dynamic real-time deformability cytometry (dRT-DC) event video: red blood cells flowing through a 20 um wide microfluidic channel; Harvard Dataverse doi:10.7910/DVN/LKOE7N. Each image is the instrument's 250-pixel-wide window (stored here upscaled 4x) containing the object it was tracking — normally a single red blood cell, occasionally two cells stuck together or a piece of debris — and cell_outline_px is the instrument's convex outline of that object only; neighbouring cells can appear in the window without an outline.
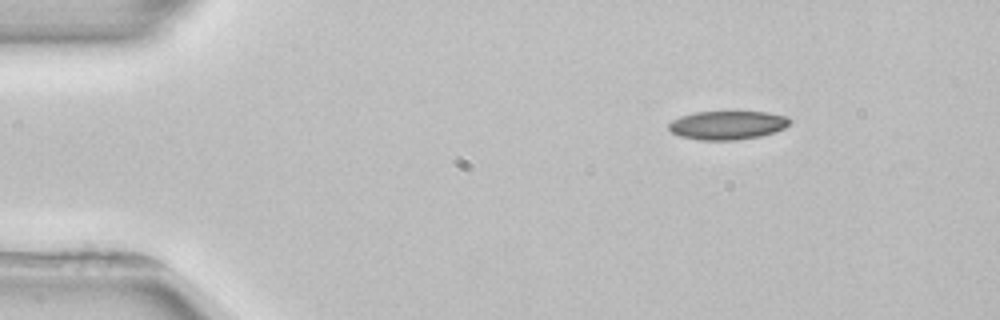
{"species": "common noctule bat (a hibernating species)", "species_latin": "Nyctalus noctula", "temperature_condition": "room temperature", "stored_images_in_passage": 4, "camera_frame_rate_fps": 3000, "um_per_image_px": 0.085, "animal": {"sex": "female", "body_mass_g": 22.7, "forearm_length_mm": 54.2}, "frame": {"image": 1, "passage_image": 4, "time_ms": 5.333, "image_size_px": [1000, 320], "cell_outline_px": [[792, 120], [784, 128], [760, 136], [736, 140], [700, 140], [680, 136], [672, 132], [668, 128], [668, 124], [672, 120], [680, 116], [696, 112], [768, 112], [788, 116]], "centroid_in_image_um": [61.83, 10.63], "position_along_channel_um": 23.2, "area_um2": 20.17}}